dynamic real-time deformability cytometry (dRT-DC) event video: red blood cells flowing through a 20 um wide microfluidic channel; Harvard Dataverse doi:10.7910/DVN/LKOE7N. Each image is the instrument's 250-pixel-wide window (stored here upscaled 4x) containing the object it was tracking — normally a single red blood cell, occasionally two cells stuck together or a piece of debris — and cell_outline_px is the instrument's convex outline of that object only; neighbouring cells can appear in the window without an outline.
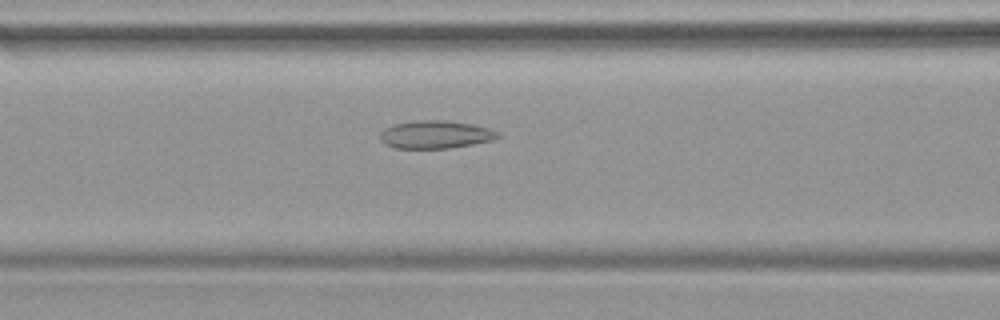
{"species": "common noctule bat (a hibernating species)", "species_latin": "Nyctalus noctula", "temperature_condition": "warm", "stored_images_in_passage": 47, "camera_frame_rate_fps": 3000, "um_per_image_px": 0.085, "animal": {"sex": "female", "body_mass_g": 19.9}, "frame": {"image": 1, "passage_image": 19, "time_ms": 6.0, "image_size_px": [1000, 320], "cell_outline_px": [[500, 136], [492, 140], [472, 144], [448, 148], [396, 148], [384, 144], [380, 140], [380, 132], [384, 128], [396, 124], [416, 120], [444, 120], [472, 124], [488, 128], [500, 132]], "centroid_in_image_um": [37.0, 11.43], "position_along_channel_um": 129.6, "area_um2": 19.07}}
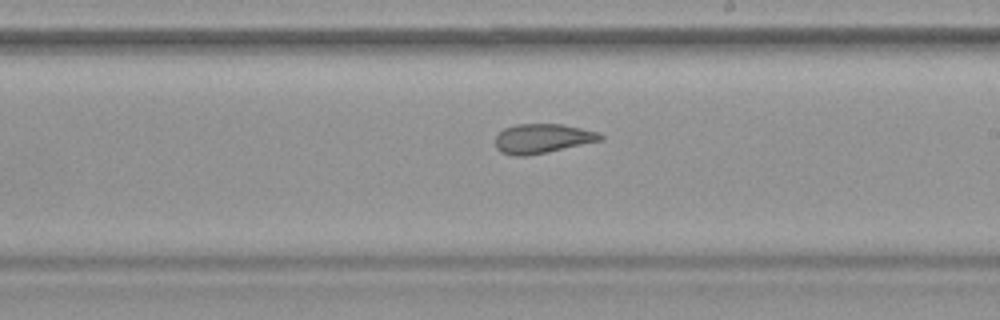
{"frame": {"image": 2, "passage_image": 27, "time_ms": 8.667, "image_size_px": [1000, 320], "cell_outline_px": [[604, 140], [548, 152], [524, 156], [512, 156], [500, 152], [496, 148], [496, 136], [504, 128], [516, 124], [560, 124], [580, 128], [596, 132], [604, 136]], "centroid_in_image_um": [46.09, 11.78], "position_along_channel_um": 242.9, "area_um2": 18.03}}
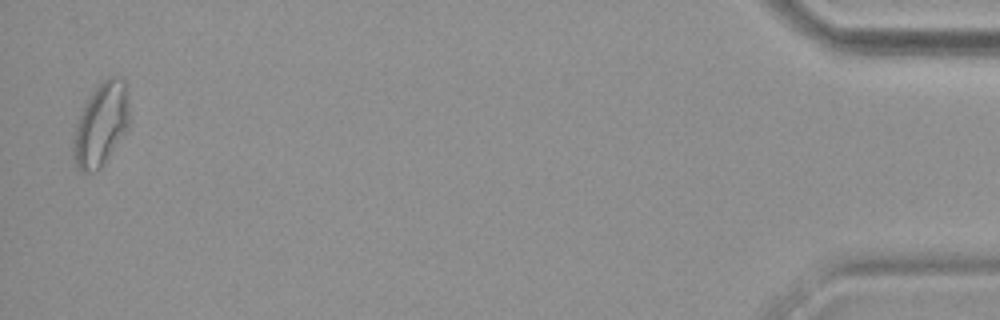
{"frame": {"image": 3, "passage_image": 46, "time_ms": 15.0, "image_size_px": [1000, 320], "cell_outline_px": [[128, 128], [100, 168], [92, 172], [80, 172], [72, 156], [72, 140], [76, 124], [80, 112], [84, 104], [100, 80], [108, 76], [124, 76], [128, 88]], "centroid_in_image_um": [8.58, 10.52], "position_along_channel_um": 426.6, "area_um2": 27.51}}